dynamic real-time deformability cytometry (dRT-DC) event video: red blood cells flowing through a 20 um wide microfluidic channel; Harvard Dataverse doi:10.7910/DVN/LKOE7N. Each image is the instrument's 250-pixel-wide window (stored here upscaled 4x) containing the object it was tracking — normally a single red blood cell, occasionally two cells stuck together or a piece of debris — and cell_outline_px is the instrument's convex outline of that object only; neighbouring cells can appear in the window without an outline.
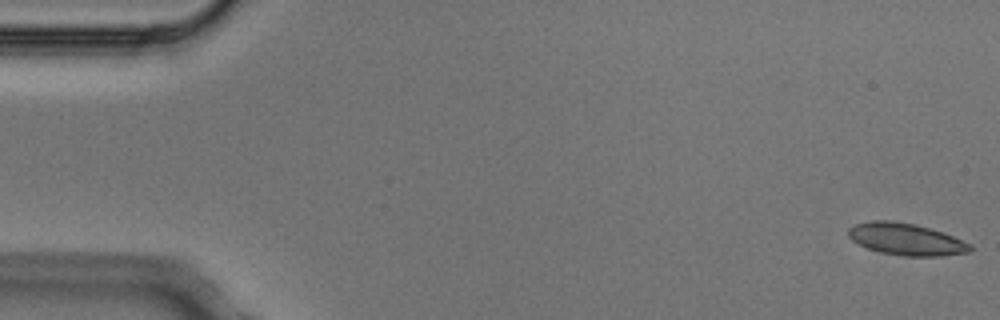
{"species": "Egyptian fruit bat (a non-hibernating species)", "species_latin": "Rousettus aegyptiacus", "temperature_condition": "cold", "stored_images_in_passage": 4, "camera_frame_rate_fps": 3000, "um_per_image_px": 0.085, "animal": {"sex": "male"}, "frame": {"image": 1, "passage_image": 1, "time_ms": 0.0, "image_size_px": [1000, 320], "cell_outline_px": [[972, 252], [940, 256], [904, 256], [880, 252], [868, 248], [852, 240], [848, 236], [848, 228], [856, 224], [872, 220], [892, 220], [916, 224], [952, 236], [972, 244]], "centroid_in_image_um": [77.02, 20.33], "position_along_channel_um": 8.0, "area_um2": 22.6}}
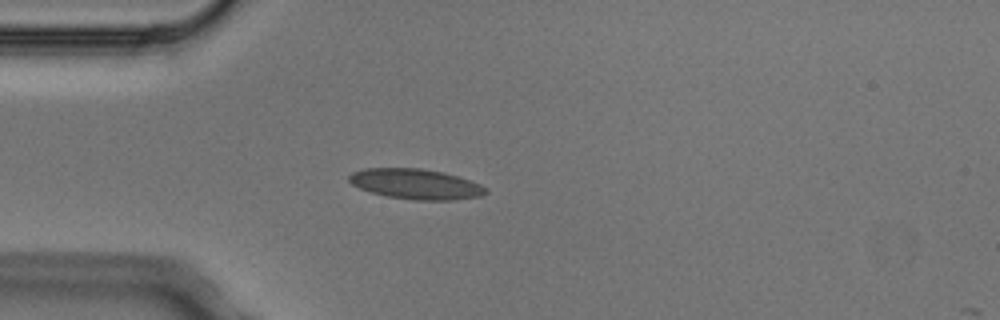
{"frame": {"image": 2, "passage_image": 4, "time_ms": 1.0, "image_size_px": [1000, 320], "cell_outline_px": [[488, 192], [480, 196], [452, 200], [412, 200], [388, 196], [372, 192], [360, 188], [352, 184], [348, 180], [348, 176], [352, 172], [364, 168], [420, 168], [444, 172], [480, 184], [488, 188]], "centroid_in_image_um": [35.34, 15.64], "position_along_channel_um": 49.7, "area_um2": 24.04}}